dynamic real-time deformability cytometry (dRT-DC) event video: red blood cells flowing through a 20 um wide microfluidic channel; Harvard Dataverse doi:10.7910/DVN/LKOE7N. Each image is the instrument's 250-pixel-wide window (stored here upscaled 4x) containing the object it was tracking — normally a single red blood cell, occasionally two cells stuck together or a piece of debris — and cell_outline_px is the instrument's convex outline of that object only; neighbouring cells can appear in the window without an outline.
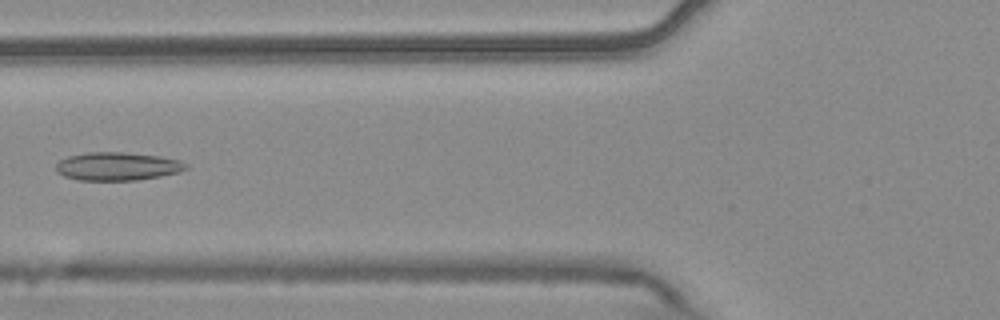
{"species": "common noctule bat (a hibernating species)", "species_latin": "Nyctalus noctula", "temperature_condition": "warm", "stored_images_in_passage": 4, "camera_frame_rate_fps": 3000, "um_per_image_px": 0.085, "animal": {"sex": "male", "body_mass_g": 20.4}, "frame": {"image": 1, "passage_image": 4, "time_ms": 1.0, "image_size_px": [1000, 320], "cell_outline_px": [[188, 168], [180, 172], [160, 176], [136, 180], [80, 180], [64, 176], [56, 172], [56, 164], [60, 160], [68, 156], [88, 152], [124, 152], [160, 156], [180, 160], [188, 164]], "centroid_in_image_um": [9.99, 14.13], "position_along_channel_um": 115.8, "area_um2": 21.44}}